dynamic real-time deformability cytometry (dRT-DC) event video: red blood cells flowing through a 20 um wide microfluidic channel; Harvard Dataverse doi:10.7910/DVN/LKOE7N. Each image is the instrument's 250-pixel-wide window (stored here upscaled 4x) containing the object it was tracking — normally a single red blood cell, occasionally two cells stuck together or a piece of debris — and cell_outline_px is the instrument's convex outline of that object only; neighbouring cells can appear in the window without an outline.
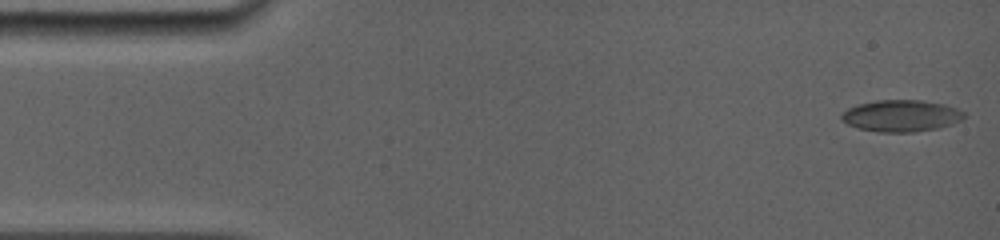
{"species": "common noctule bat (a hibernating species)", "species_latin": "Nyctalus noctula", "temperature_condition": "room temperature", "stored_images_in_passage": 45, "camera_frame_rate_fps": 5000, "um_per_image_px": 0.085, "animal": {"sex": "female", "body_mass_g": 19.0, "forearm_length_mm": 56.7}, "frame": {"image": 1, "passage_image": 1, "time_ms": 0.0, "image_size_px": [1000, 240], "cell_outline_px": [[964, 116], [960, 120], [952, 124], [936, 128], [912, 132], [880, 132], [856, 128], [848, 124], [840, 116], [848, 108], [860, 104], [876, 100], [920, 100], [944, 104], [956, 108], [964, 112]], "centroid_in_image_um": [76.6, 9.84], "position_along_channel_um": 8.4, "area_um2": 22.37}}
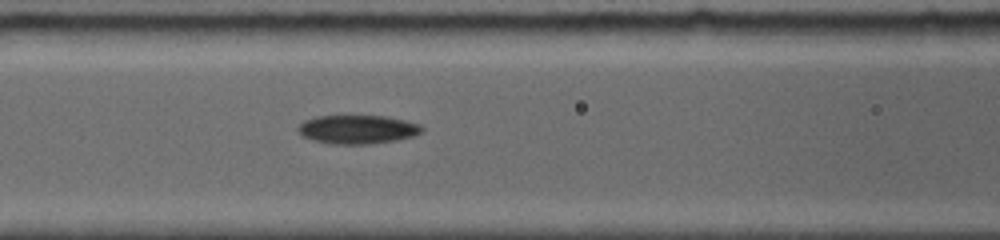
{"frame": {"image": 2, "passage_image": 19, "time_ms": 6.2, "image_size_px": [1000, 240], "cell_outline_px": [[424, 132], [416, 136], [396, 140], [368, 144], [332, 144], [312, 140], [296, 132], [296, 128], [304, 120], [316, 116], [384, 116], [404, 120], [420, 124], [424, 128]], "centroid_in_image_um": [30.4, 11.0], "position_along_channel_um": 136.2, "area_um2": 20.92}}
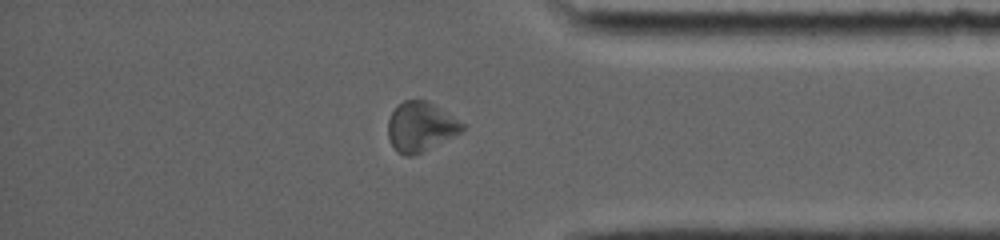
{"frame": {"image": 3, "passage_image": 38, "time_ms": 13.0, "image_size_px": [1000, 240], "cell_outline_px": [[464, 128], [460, 132], [412, 156], [404, 156], [396, 152], [388, 136], [388, 120], [392, 112], [404, 100], [424, 100], [440, 108], [464, 124]], "centroid_in_image_um": [35.7, 10.78], "position_along_channel_um": 399.5, "area_um2": 20.81}, "authors_computed_cell_mechanics": {"area_um2": 20.9236, "velocity_mm_per_s": 3.9357, "shape_relaxation_time_tau1_ms": 3.1127, "shape_relaxation_time_tau2_ms": 7.9061, "deformation_change_tau1": 0.087, "deformation_change_tau2": 0.1674}}